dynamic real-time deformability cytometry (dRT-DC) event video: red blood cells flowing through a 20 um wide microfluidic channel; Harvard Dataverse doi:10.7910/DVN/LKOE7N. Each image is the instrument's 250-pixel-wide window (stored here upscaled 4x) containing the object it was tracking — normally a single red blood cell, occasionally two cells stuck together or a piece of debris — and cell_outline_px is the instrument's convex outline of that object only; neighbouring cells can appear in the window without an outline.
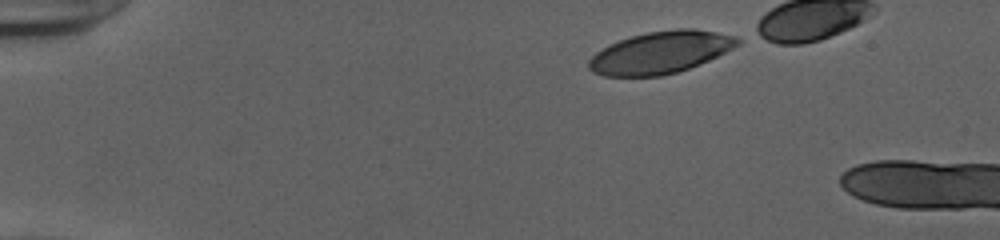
{"species": "human", "species_latin": "Homo sapiens", "temperature_condition": "cold", "stored_images_in_passage": 39, "camera_frame_rate_fps": 3000, "um_per_image_px": 0.085, "donor": {"sex": "female"}, "frame": {"image": 1, "passage_image": 1, "time_ms": 0.0, "image_size_px": [1000, 240], "cell_outline_px": [[740, 44], [700, 64], [676, 72], [660, 76], [604, 76], [592, 72], [588, 68], [588, 60], [596, 52], [608, 44], [632, 36], [648, 32], [676, 28], [696, 28], [736, 36], [740, 40]], "centroid_in_image_um": [56.12, 4.45], "position_along_channel_um": 28.9, "area_um2": 36.41}}
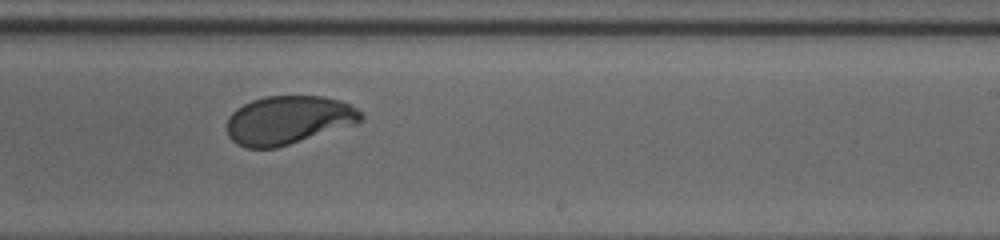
{"frame": {"image": 2, "passage_image": 26, "time_ms": 8.333, "image_size_px": [1000, 240], "cell_outline_px": [[364, 120], [352, 124], [276, 148], [244, 148], [236, 144], [228, 136], [228, 116], [236, 108], [252, 100], [264, 96], [324, 96], [340, 100], [356, 108], [364, 116]], "centroid_in_image_um": [24.46, 10.19], "position_along_channel_um": 264.5, "area_um2": 37.57}}
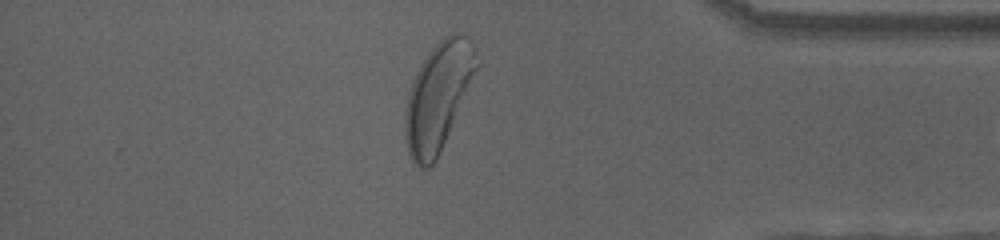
{"frame": {"image": 3, "passage_image": 38, "time_ms": 12.333, "image_size_px": [1000, 240], "cell_outline_px": [[476, 68], [440, 152], [436, 160], [428, 168], [420, 168], [412, 160], [408, 152], [404, 136], [404, 112], [408, 92], [416, 72], [420, 64], [428, 52], [444, 36], [452, 32], [464, 36], [468, 40], [476, 64]], "centroid_in_image_um": [37.13, 8.27], "position_along_channel_um": 398.1, "area_um2": 43.35}}